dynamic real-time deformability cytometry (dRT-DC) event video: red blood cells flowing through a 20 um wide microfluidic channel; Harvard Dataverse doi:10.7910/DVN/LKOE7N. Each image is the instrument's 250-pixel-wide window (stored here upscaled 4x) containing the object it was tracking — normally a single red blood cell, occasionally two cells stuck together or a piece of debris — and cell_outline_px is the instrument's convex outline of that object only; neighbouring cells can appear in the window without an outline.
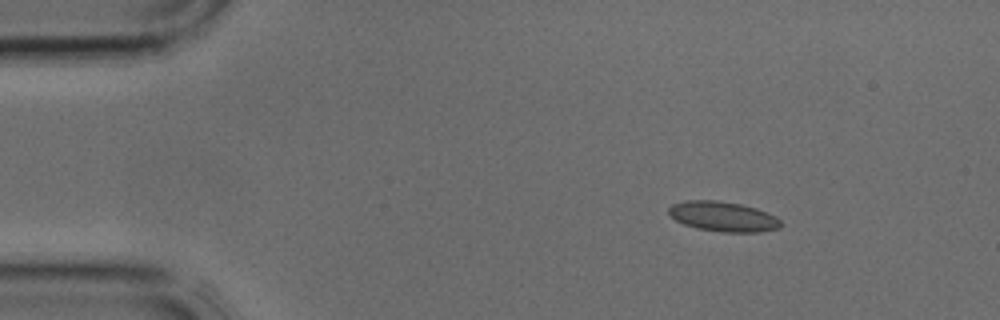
{"species": "common noctule bat (a hibernating species)", "species_latin": "Nyctalus noctula", "temperature_condition": "cold", "stored_images_in_passage": 3, "camera_frame_rate_fps": 3000, "um_per_image_px": 0.085, "animal": {"sex": "male", "body_mass_g": 17.9, "forearm_length_mm": 54.2}, "frame": {"image": 1, "passage_image": 3, "time_ms": 0.667, "image_size_px": [1000, 320], "cell_outline_px": [[780, 228], [760, 232], [724, 232], [696, 228], [684, 224], [676, 220], [668, 212], [668, 208], [672, 204], [684, 200], [716, 200], [740, 204], [756, 208], [776, 216], [780, 220]], "centroid_in_image_um": [61.45, 18.4], "position_along_channel_um": 23.5, "area_um2": 19.54}}